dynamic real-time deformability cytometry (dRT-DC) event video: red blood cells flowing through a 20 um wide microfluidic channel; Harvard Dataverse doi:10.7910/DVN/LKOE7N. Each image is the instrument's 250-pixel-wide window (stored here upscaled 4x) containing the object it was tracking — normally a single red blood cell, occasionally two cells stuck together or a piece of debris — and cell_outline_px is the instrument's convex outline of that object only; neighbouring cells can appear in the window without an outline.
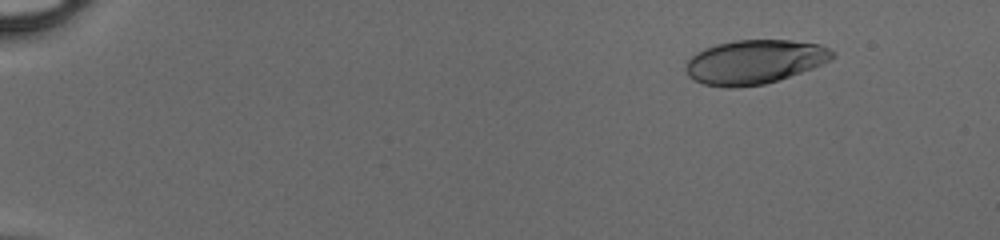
{"species": "human", "species_latin": "Homo sapiens", "temperature_condition": "cold", "stored_images_in_passage": 44, "camera_frame_rate_fps": 3000, "um_per_image_px": 0.085, "donor": {"sex": "male"}, "frame": {"image": 1, "passage_image": 1, "time_ms": 0.0, "image_size_px": [1000, 240], "cell_outline_px": [[836, 56], [812, 68], [764, 84], [732, 88], [728, 88], [704, 84], [688, 76], [684, 68], [684, 64], [696, 52], [704, 48], [716, 44], [736, 40], [792, 40], [820, 44], [828, 48]], "centroid_in_image_um": [64.08, 5.25], "position_along_channel_um": 20.9, "area_um2": 37.45}}
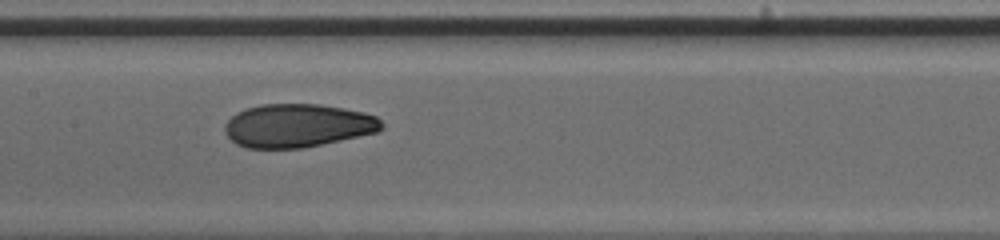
{"frame": {"image": 2, "passage_image": 22, "time_ms": 7.0, "image_size_px": [1000, 240], "cell_outline_px": [[384, 128], [380, 132], [304, 148], [244, 148], [236, 144], [224, 132], [224, 124], [236, 112], [244, 108], [260, 104], [320, 104], [344, 108], [364, 112], [376, 116], [384, 124]], "centroid_in_image_um": [25.31, 10.68], "position_along_channel_um": 182.1, "area_um2": 40.17}}
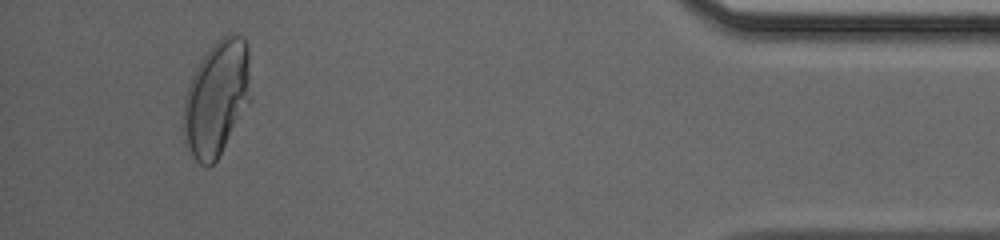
{"frame": {"image": 3, "passage_image": 42, "time_ms": 13.667, "image_size_px": [1000, 240], "cell_outline_px": [[252, 100], [216, 160], [208, 168], [204, 168], [192, 156], [184, 144], [184, 100], [188, 84], [196, 68], [212, 44], [228, 32], [232, 32], [240, 36], [248, 44]], "centroid_in_image_um": [18.44, 8.34], "position_along_channel_um": 416.8, "area_um2": 45.66}}